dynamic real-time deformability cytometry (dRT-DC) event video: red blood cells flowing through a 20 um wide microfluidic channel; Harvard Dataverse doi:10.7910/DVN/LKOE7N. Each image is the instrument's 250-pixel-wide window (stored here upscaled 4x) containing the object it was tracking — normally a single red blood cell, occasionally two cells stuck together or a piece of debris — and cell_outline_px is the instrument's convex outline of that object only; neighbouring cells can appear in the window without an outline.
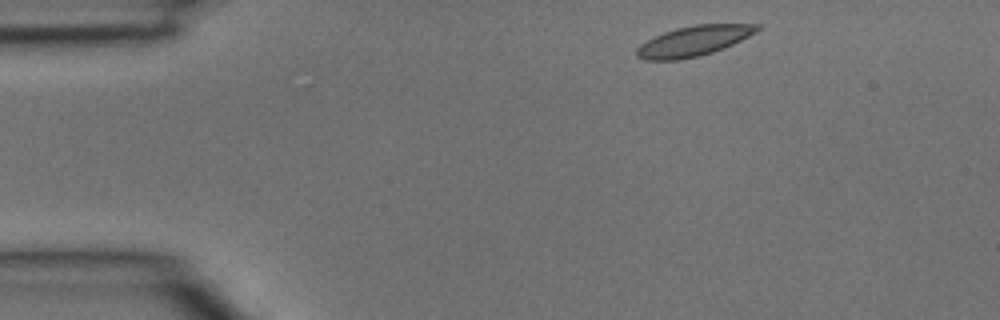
{"species": "common noctule bat (a hibernating species)", "species_latin": "Nyctalus noctula", "temperature_condition": "room temperature", "stored_images_in_passage": 3, "camera_frame_rate_fps": 3000, "um_per_image_px": 0.085, "animal": {"sex": "male", "body_mass_g": 15.6}, "frame": {"image": 1, "passage_image": 1, "time_ms": 0.0, "image_size_px": [1000, 320], "cell_outline_px": [[760, 28], [756, 32], [724, 48], [700, 56], [680, 60], [644, 60], [636, 56], [636, 48], [640, 44], [664, 32], [676, 28], [696, 24], [760, 24]], "centroid_in_image_um": [58.94, 3.49], "position_along_channel_um": 26.1, "area_um2": 21.1}}
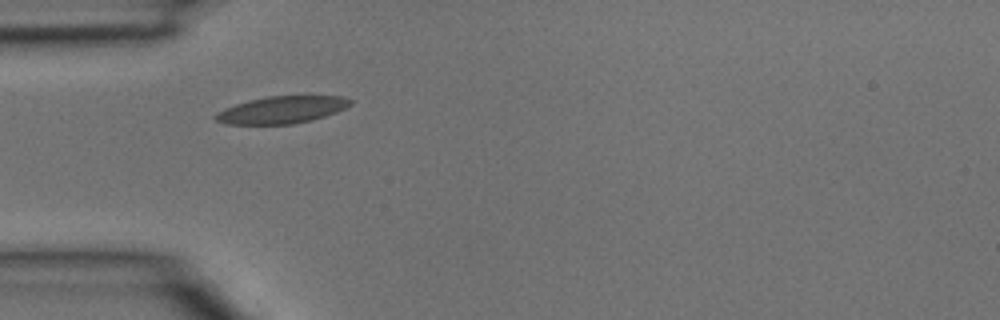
{"frame": {"image": 2, "passage_image": 2, "time_ms": 0.333, "image_size_px": [1000, 320], "cell_outline_px": [[352, 104], [336, 112], [312, 120], [292, 124], [224, 124], [216, 120], [212, 116], [216, 112], [224, 108], [248, 100], [268, 96], [344, 96], [352, 100]], "centroid_in_image_um": [23.92, 9.33], "position_along_channel_um": 61.1, "area_um2": 21.39}}